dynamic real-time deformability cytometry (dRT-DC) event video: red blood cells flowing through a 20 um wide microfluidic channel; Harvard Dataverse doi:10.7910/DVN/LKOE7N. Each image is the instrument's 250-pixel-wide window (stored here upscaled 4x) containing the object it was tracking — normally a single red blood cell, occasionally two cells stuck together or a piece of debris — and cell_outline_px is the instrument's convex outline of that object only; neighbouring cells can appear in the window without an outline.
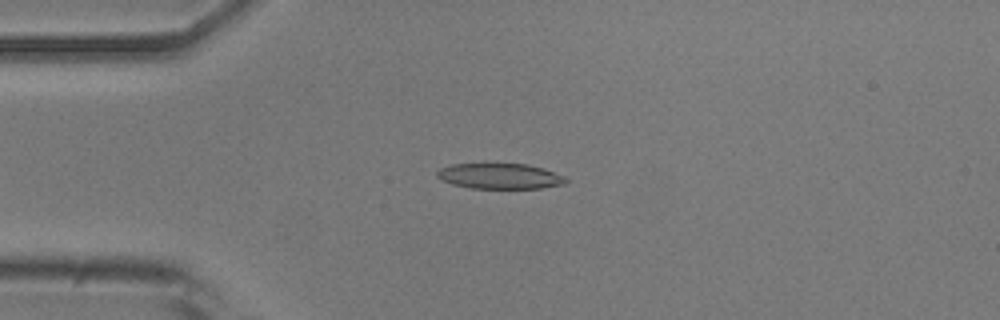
{"species": "common noctule bat (a hibernating species)", "species_latin": "Nyctalus noctula", "temperature_condition": "room temperature", "stored_images_in_passage": 5, "camera_frame_rate_fps": 3000, "um_per_image_px": 0.085, "animal": {"sex": "male", "body_mass_g": 20.5, "forearm_length_mm": 52.5}, "frame": {"image": 1, "passage_image": 3, "time_ms": 0.667, "image_size_px": [1000, 320], "cell_outline_px": [[568, 180], [564, 184], [540, 188], [472, 188], [452, 184], [440, 180], [436, 176], [436, 172], [440, 168], [452, 164], [484, 160], [528, 164], [544, 168], [564, 176]], "centroid_in_image_um": [42.42, 14.91], "position_along_channel_um": 42.6, "area_um2": 20.23}}
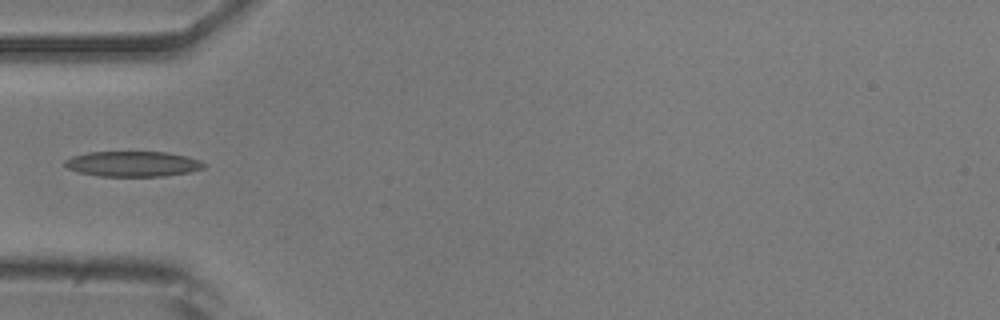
{"frame": {"image": 2, "passage_image": 4, "time_ms": 1.0, "image_size_px": [1000, 320], "cell_outline_px": [[208, 164], [204, 168], [188, 172], [164, 176], [100, 176], [80, 172], [68, 168], [64, 164], [64, 160], [72, 156], [88, 152], [168, 152], [188, 156], [200, 160]], "centroid_in_image_um": [11.33, 13.92], "position_along_channel_um": 73.7, "area_um2": 20.58}}
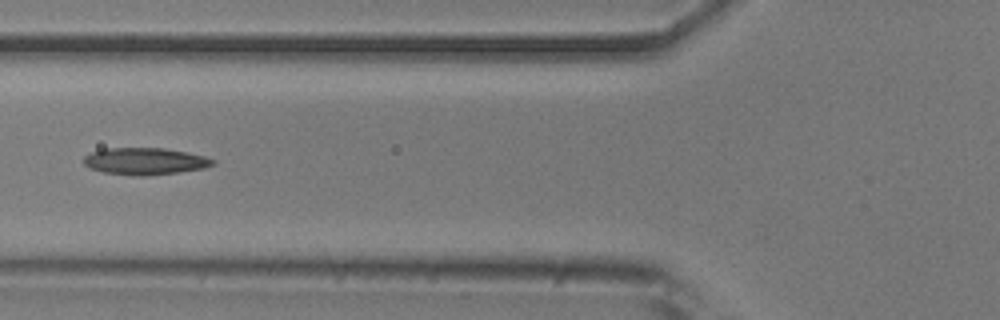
{"frame": {"image": 3, "passage_image": 5, "time_ms": 1.333, "image_size_px": [1000, 320], "cell_outline_px": [[216, 164], [204, 168], [176, 172], [144, 176], [132, 176], [104, 172], [88, 168], [84, 164], [84, 156], [92, 152], [104, 148], [164, 148], [204, 156], [216, 160]], "centroid_in_image_um": [12.3, 13.71], "position_along_channel_um": 113.5, "area_um2": 20.23}}